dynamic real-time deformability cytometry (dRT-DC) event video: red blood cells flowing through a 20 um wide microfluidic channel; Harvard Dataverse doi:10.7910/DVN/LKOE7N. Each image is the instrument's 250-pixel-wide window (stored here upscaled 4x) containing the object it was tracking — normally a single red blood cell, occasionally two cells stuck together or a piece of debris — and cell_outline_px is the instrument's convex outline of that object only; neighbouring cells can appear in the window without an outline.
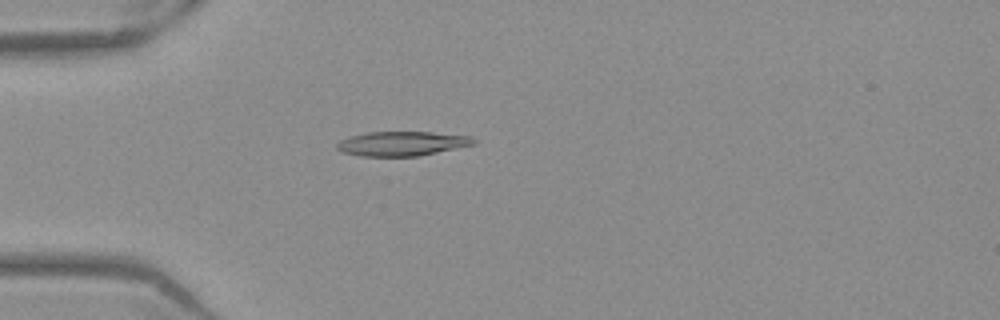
{"species": "Egyptian fruit bat (a non-hibernating species)", "species_latin": "Rousettus aegyptiacus", "temperature_condition": "warm", "stored_images_in_passage": 52, "camera_frame_rate_fps": 3000, "um_per_image_px": 0.085, "frame": {"image": 1, "passage_image": 15, "time_ms": 4.667, "image_size_px": [1000, 320], "cell_outline_px": [[476, 144], [420, 156], [360, 156], [340, 152], [336, 148], [336, 144], [340, 140], [352, 136], [368, 132], [432, 132], [472, 136], [476, 140]], "centroid_in_image_um": [34.18, 12.21], "position_along_channel_um": 50.8, "area_um2": 19.59}}
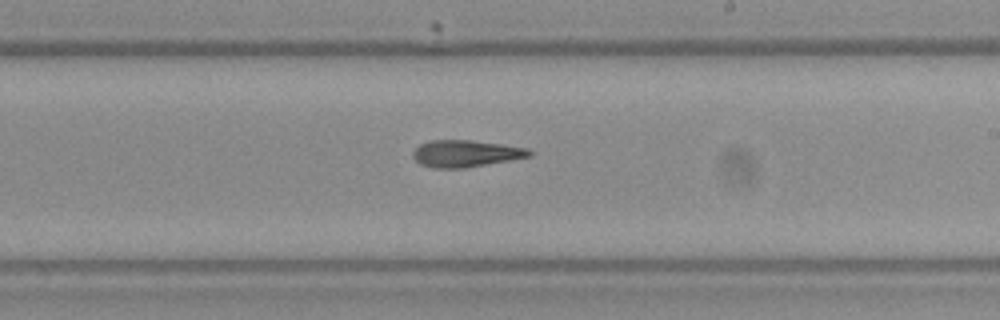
{"frame": {"image": 2, "passage_image": 31, "time_ms": 10.0, "image_size_px": [1000, 320], "cell_outline_px": [[532, 156], [464, 168], [432, 168], [420, 164], [412, 156], [412, 152], [420, 144], [428, 140], [472, 140], [528, 148], [532, 152]], "centroid_in_image_um": [39.56, 13.05], "position_along_channel_um": 249.4, "area_um2": 18.21}}
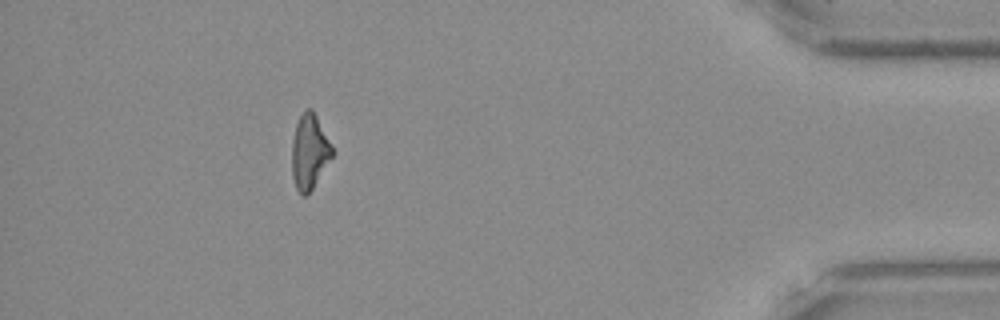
{"frame": {"image": 3, "passage_image": 47, "time_ms": 15.333, "image_size_px": [1000, 320], "cell_outline_px": [[332, 156], [312, 188], [304, 196], [296, 188], [292, 176], [292, 140], [296, 124], [300, 116], [308, 108], [312, 108], [332, 148]], "centroid_in_image_um": [26.27, 12.89], "position_along_channel_um": 408.9, "area_um2": 16.94}, "authors_computed_cell_mechanics": {"area_um2": 18.7272, "velocity_mm_per_s": 3.957, "shape_relaxation_time_tau1_ms": null, "shape_relaxation_time_tau2_ms": 5.4662, "deformation_change_tau1": null, "deformation_change_tau2": 0.1583}}